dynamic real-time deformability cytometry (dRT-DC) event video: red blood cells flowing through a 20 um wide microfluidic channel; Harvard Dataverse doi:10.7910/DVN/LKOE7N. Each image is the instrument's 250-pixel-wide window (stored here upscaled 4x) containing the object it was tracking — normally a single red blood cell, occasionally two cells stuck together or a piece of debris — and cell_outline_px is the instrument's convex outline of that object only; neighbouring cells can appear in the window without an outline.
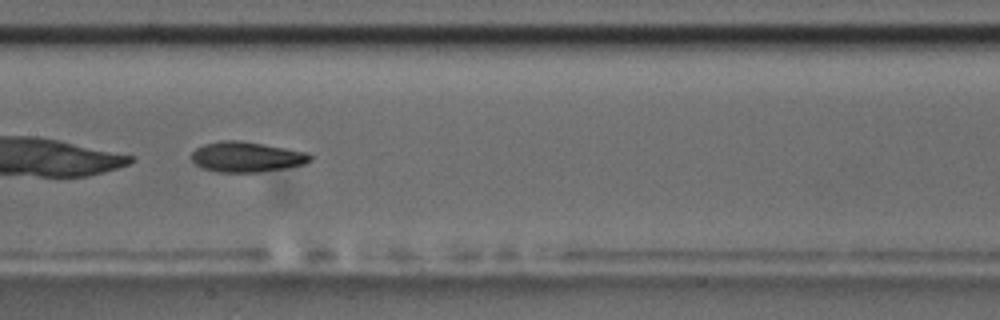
{"species": "common noctule bat (a hibernating species)", "species_latin": "Nyctalus noctula", "temperature_condition": "room temperature", "stored_images_in_passage": 36, "camera_frame_rate_fps": 3000, "um_per_image_px": 0.085, "animal": {"sex": "male", "body_mass_g": 17.5, "forearm_length_mm": 52.3}, "frame": {"image": 1, "passage_image": 11, "time_ms": 3.333, "image_size_px": [1000, 320], "cell_outline_px": [[312, 160], [304, 164], [284, 168], [260, 172], [216, 172], [200, 168], [192, 160], [192, 152], [196, 148], [204, 144], [220, 140], [240, 140], [308, 152], [312, 156]], "centroid_in_image_um": [20.94, 13.34], "position_along_channel_um": 186.5, "area_um2": 21.04}, "authors_computed_cell_mechanics": {"area_um2": 20.9525, "velocity_mm_per_s": 3.7176, "shape_relaxation_time_tau1_ms": 8.1598, "shape_relaxation_time_tau2_ms": 4.2878, "deformation_change_tau1": 0.2208, "deformation_change_tau2": 0.1176}}